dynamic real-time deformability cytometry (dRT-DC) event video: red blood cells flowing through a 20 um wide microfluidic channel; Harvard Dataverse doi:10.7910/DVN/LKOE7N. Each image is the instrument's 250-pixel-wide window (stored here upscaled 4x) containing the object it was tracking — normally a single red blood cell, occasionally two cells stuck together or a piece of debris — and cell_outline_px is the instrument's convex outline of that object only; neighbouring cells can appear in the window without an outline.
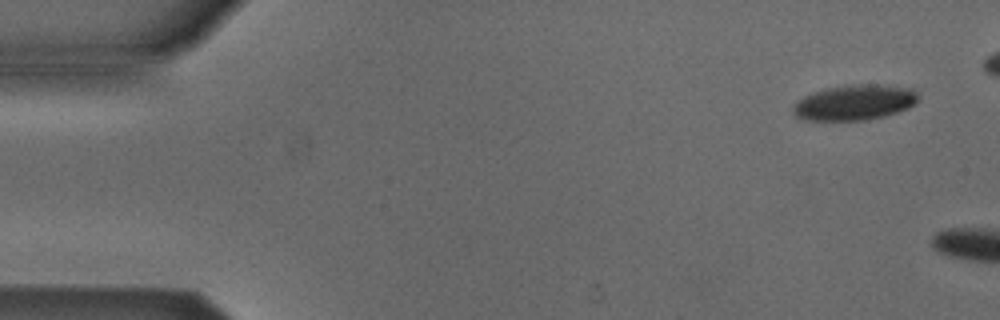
{"species": "Egyptian fruit bat (a non-hibernating species)", "species_latin": "Rousettus aegyptiacus", "temperature_condition": "cold", "stored_images_in_passage": 2, "camera_frame_rate_fps": 3000, "um_per_image_px": 0.085, "animal": {"sex": "male"}, "frame": {"image": 1, "passage_image": 1, "time_ms": 0.0, "image_size_px": [1000, 320], "cell_outline_px": [[920, 100], [908, 108], [884, 116], [864, 120], [804, 120], [796, 116], [792, 112], [792, 108], [804, 96], [824, 88], [860, 84], [876, 84], [912, 88], [916, 92]], "centroid_in_image_um": [72.66, 8.71], "position_along_channel_um": 12.3, "area_um2": 25.66}}